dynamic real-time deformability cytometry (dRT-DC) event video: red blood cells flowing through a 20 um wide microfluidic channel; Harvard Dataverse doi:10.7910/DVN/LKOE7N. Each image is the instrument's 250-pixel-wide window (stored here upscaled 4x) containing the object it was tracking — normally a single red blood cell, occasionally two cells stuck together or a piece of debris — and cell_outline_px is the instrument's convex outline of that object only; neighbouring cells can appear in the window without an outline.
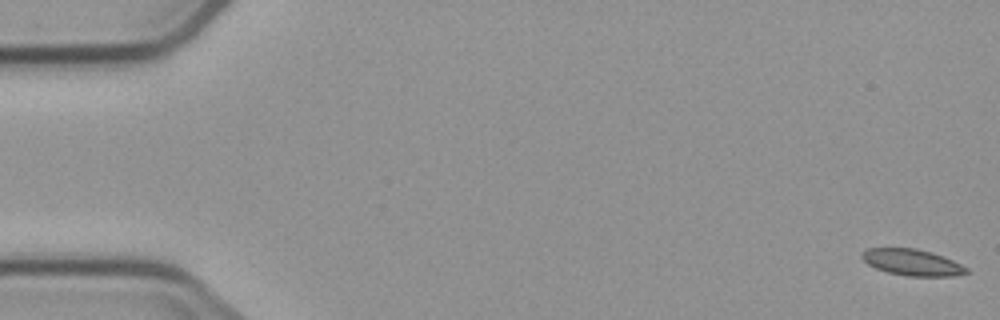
{"species": "common noctule bat (a hibernating species)", "species_latin": "Nyctalus noctula", "temperature_condition": "cold", "stored_images_in_passage": 5, "camera_frame_rate_fps": 3000, "um_per_image_px": 0.085, "animal": {"sex": "male", "body_mass_g": 23.1, "forearm_length_mm": 52.7}, "frame": {"image": 1, "passage_image": 1, "time_ms": 0.0, "image_size_px": [1000, 320], "cell_outline_px": [[968, 272], [952, 276], [908, 276], [888, 272], [876, 268], [868, 264], [860, 256], [860, 252], [868, 248], [916, 248], [932, 252], [952, 260], [968, 268]], "centroid_in_image_um": [77.5, 22.29], "position_along_channel_um": 7.5, "area_um2": 15.95}}